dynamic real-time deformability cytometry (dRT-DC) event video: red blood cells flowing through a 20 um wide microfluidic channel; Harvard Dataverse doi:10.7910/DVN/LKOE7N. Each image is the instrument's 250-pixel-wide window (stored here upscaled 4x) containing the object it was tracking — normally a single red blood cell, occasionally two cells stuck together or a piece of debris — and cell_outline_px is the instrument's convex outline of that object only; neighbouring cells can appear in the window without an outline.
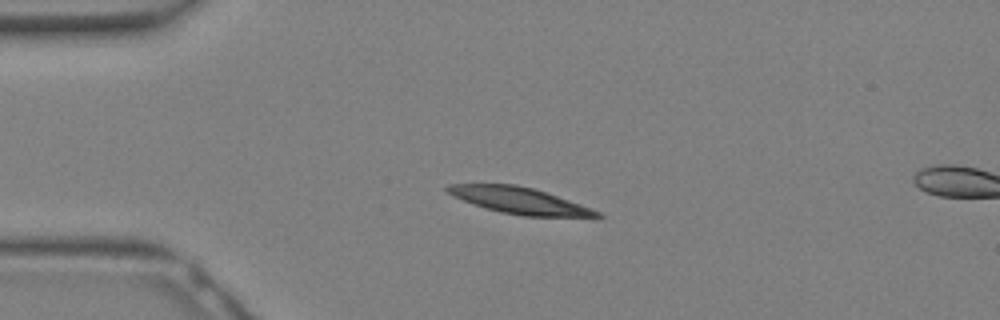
{"species": "Egyptian fruit bat (a non-hibernating species)", "species_latin": "Rousettus aegyptiacus", "temperature_condition": "warm", "stored_images_in_passage": 3, "camera_frame_rate_fps": 3000, "um_per_image_px": 0.085, "animal": {"sex": "female"}, "frame": {"image": 1, "passage_image": 1, "time_ms": 0.0, "image_size_px": [1000, 320], "cell_outline_px": [[604, 216], [524, 216], [500, 212], [484, 208], [452, 196], [444, 188], [448, 184], [516, 184], [532, 188], [592, 208], [600, 212]], "centroid_in_image_um": [44.08, 17.04], "position_along_channel_um": 40.9, "area_um2": 22.6}}